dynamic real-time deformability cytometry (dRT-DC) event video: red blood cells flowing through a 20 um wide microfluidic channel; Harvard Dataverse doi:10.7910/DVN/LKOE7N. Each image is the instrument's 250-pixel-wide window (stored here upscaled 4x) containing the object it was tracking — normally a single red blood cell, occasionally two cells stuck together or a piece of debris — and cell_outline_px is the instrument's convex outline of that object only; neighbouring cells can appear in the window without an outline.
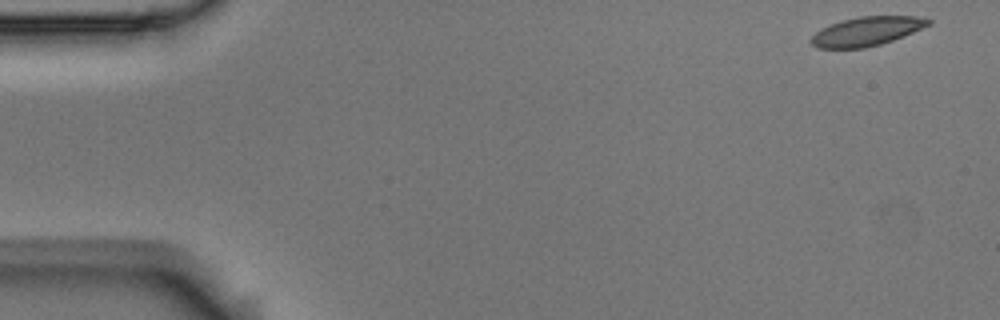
{"species": "Egyptian fruit bat (a non-hibernating species)", "species_latin": "Rousettus aegyptiacus", "temperature_condition": "room temperature", "stored_images_in_passage": 5, "camera_frame_rate_fps": 3000, "um_per_image_px": 0.085, "animal": {"sex": "male"}, "frame": {"image": 1, "passage_image": 1, "time_ms": 0.0, "image_size_px": [1000, 320], "cell_outline_px": [[932, 24], [904, 36], [880, 44], [864, 48], [816, 48], [808, 40], [816, 32], [840, 20], [860, 16], [916, 16], [932, 20]], "centroid_in_image_um": [73.68, 2.66], "position_along_channel_um": 11.3, "area_um2": 19.77}}
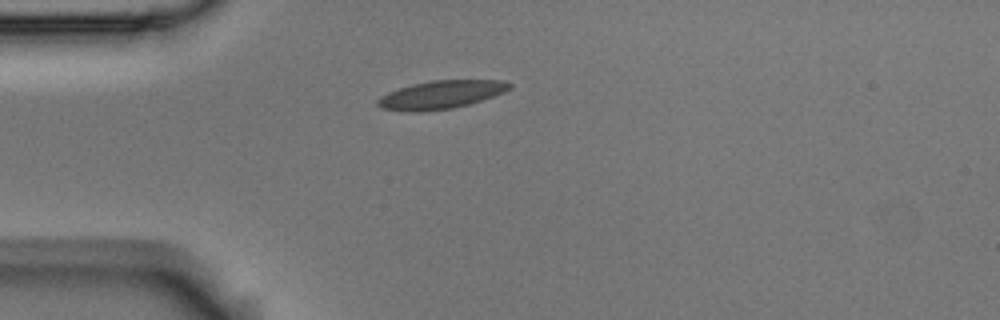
{"frame": {"image": 2, "passage_image": 4, "time_ms": 1.0, "image_size_px": [1000, 320], "cell_outline_px": [[512, 88], [504, 92], [468, 104], [452, 108], [420, 112], [408, 112], [380, 108], [376, 104], [376, 100], [380, 96], [388, 92], [412, 84], [432, 80], [500, 80], [512, 84]], "centroid_in_image_um": [37.43, 8.05], "position_along_channel_um": 47.6, "area_um2": 21.62}}